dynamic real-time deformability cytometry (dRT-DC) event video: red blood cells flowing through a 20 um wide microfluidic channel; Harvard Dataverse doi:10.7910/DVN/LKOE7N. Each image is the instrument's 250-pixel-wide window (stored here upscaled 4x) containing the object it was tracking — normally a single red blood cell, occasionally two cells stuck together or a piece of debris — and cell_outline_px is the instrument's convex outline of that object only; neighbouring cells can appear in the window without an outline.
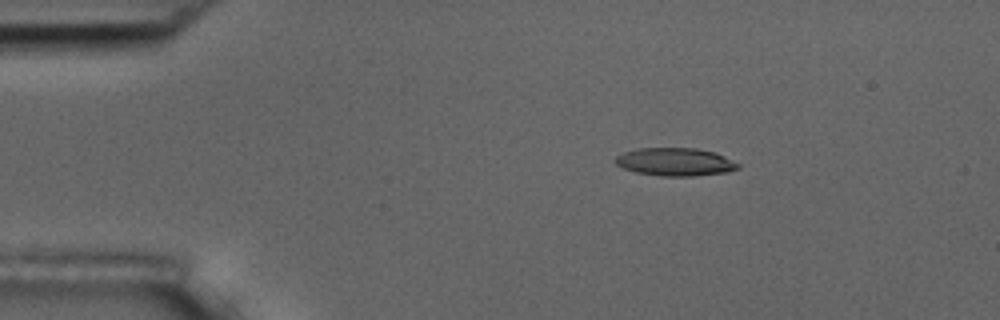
{"species": "common noctule bat (a hibernating species)", "species_latin": "Nyctalus noctula", "temperature_condition": "room temperature", "stored_images_in_passage": 3, "camera_frame_rate_fps": 3000, "um_per_image_px": 0.085, "animal": {"sex": "male", "body_mass_g": 17.5, "forearm_length_mm": 52.3}, "frame": {"image": 1, "passage_image": 1, "time_ms": 0.0, "image_size_px": [1000, 320], "cell_outline_px": [[740, 168], [728, 172], [696, 176], [660, 176], [636, 172], [624, 168], [616, 164], [616, 156], [624, 152], [636, 148], [696, 148], [716, 152], [740, 164]], "centroid_in_image_um": [57.43, 13.76], "position_along_channel_um": 27.6, "area_um2": 20.11}}
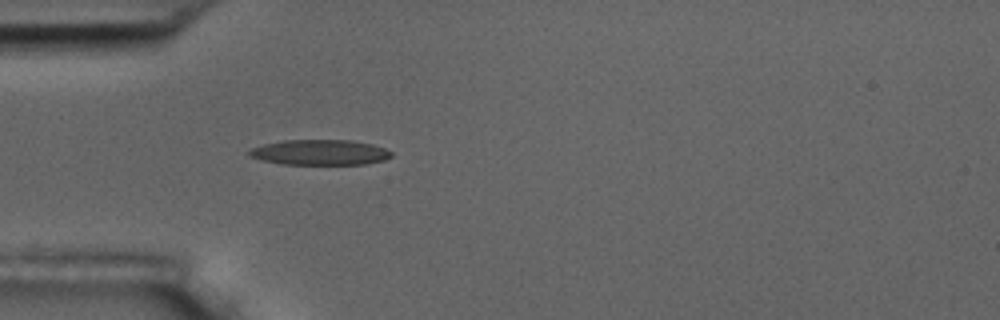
{"frame": {"image": 2, "passage_image": 3, "time_ms": 2.333, "image_size_px": [1000, 320], "cell_outline_px": [[392, 156], [384, 160], [364, 164], [284, 164], [264, 160], [248, 156], [248, 152], [252, 148], [264, 144], [284, 140], [352, 140], [372, 144], [384, 148], [392, 152]], "centroid_in_image_um": [27.21, 12.94], "position_along_channel_um": 57.8, "area_um2": 20.87}}